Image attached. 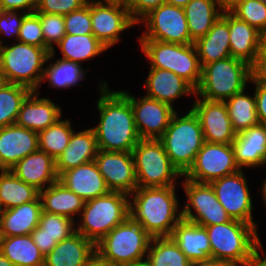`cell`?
<instances>
[{"instance_id":"9c48e42d","label":"cell","mask_w":266,"mask_h":266,"mask_svg":"<svg viewBox=\"0 0 266 266\" xmlns=\"http://www.w3.org/2000/svg\"><path fill=\"white\" fill-rule=\"evenodd\" d=\"M132 154L138 187L176 186L180 183L177 180L183 178L159 139H140Z\"/></svg>"},{"instance_id":"94428289","label":"cell","mask_w":266,"mask_h":266,"mask_svg":"<svg viewBox=\"0 0 266 266\" xmlns=\"http://www.w3.org/2000/svg\"><path fill=\"white\" fill-rule=\"evenodd\" d=\"M128 266H152L147 259H144L142 261L135 262L133 264H130Z\"/></svg>"},{"instance_id":"91938a15","label":"cell","mask_w":266,"mask_h":266,"mask_svg":"<svg viewBox=\"0 0 266 266\" xmlns=\"http://www.w3.org/2000/svg\"><path fill=\"white\" fill-rule=\"evenodd\" d=\"M261 195H262V199H263V203H264V205H265V207H266V179H264L263 180V184H262V189H261V193H260Z\"/></svg>"},{"instance_id":"7c38bea8","label":"cell","mask_w":266,"mask_h":266,"mask_svg":"<svg viewBox=\"0 0 266 266\" xmlns=\"http://www.w3.org/2000/svg\"><path fill=\"white\" fill-rule=\"evenodd\" d=\"M184 179L180 182L187 197L182 208L183 219L203 227L223 224L232 220L217 200L209 183H197Z\"/></svg>"},{"instance_id":"74e56055","label":"cell","mask_w":266,"mask_h":266,"mask_svg":"<svg viewBox=\"0 0 266 266\" xmlns=\"http://www.w3.org/2000/svg\"><path fill=\"white\" fill-rule=\"evenodd\" d=\"M246 91L247 88L224 101L232 127L237 134L259 124L254 92L249 95Z\"/></svg>"},{"instance_id":"e0dca14e","label":"cell","mask_w":266,"mask_h":266,"mask_svg":"<svg viewBox=\"0 0 266 266\" xmlns=\"http://www.w3.org/2000/svg\"><path fill=\"white\" fill-rule=\"evenodd\" d=\"M94 162L110 191L130 195L138 187L132 152L98 150Z\"/></svg>"},{"instance_id":"7dc6e473","label":"cell","mask_w":266,"mask_h":266,"mask_svg":"<svg viewBox=\"0 0 266 266\" xmlns=\"http://www.w3.org/2000/svg\"><path fill=\"white\" fill-rule=\"evenodd\" d=\"M88 0H38L36 13L66 15L86 5Z\"/></svg>"},{"instance_id":"8fae6325","label":"cell","mask_w":266,"mask_h":266,"mask_svg":"<svg viewBox=\"0 0 266 266\" xmlns=\"http://www.w3.org/2000/svg\"><path fill=\"white\" fill-rule=\"evenodd\" d=\"M143 24L145 30L138 40H157L166 43L192 44L188 23L183 7L162 4L144 16L137 26Z\"/></svg>"},{"instance_id":"484cf974","label":"cell","mask_w":266,"mask_h":266,"mask_svg":"<svg viewBox=\"0 0 266 266\" xmlns=\"http://www.w3.org/2000/svg\"><path fill=\"white\" fill-rule=\"evenodd\" d=\"M73 219L42 211L38 226L31 232L35 245L46 256L56 245L76 232Z\"/></svg>"},{"instance_id":"f907efd6","label":"cell","mask_w":266,"mask_h":266,"mask_svg":"<svg viewBox=\"0 0 266 266\" xmlns=\"http://www.w3.org/2000/svg\"><path fill=\"white\" fill-rule=\"evenodd\" d=\"M252 76L266 79V32L261 34L258 57L252 66Z\"/></svg>"},{"instance_id":"7bdbcfd3","label":"cell","mask_w":266,"mask_h":266,"mask_svg":"<svg viewBox=\"0 0 266 266\" xmlns=\"http://www.w3.org/2000/svg\"><path fill=\"white\" fill-rule=\"evenodd\" d=\"M44 36V49L55 51L54 47L66 35L64 15L37 13Z\"/></svg>"},{"instance_id":"f546056e","label":"cell","mask_w":266,"mask_h":266,"mask_svg":"<svg viewBox=\"0 0 266 266\" xmlns=\"http://www.w3.org/2000/svg\"><path fill=\"white\" fill-rule=\"evenodd\" d=\"M228 25L231 57L243 60L253 66L258 57L262 33L231 12H228Z\"/></svg>"},{"instance_id":"4dcf8cb0","label":"cell","mask_w":266,"mask_h":266,"mask_svg":"<svg viewBox=\"0 0 266 266\" xmlns=\"http://www.w3.org/2000/svg\"><path fill=\"white\" fill-rule=\"evenodd\" d=\"M41 212L40 197L20 206L0 211V236L31 234L39 224Z\"/></svg>"},{"instance_id":"ac0fdd59","label":"cell","mask_w":266,"mask_h":266,"mask_svg":"<svg viewBox=\"0 0 266 266\" xmlns=\"http://www.w3.org/2000/svg\"><path fill=\"white\" fill-rule=\"evenodd\" d=\"M194 96L197 99L190 107L200 120L204 141L232 144L237 133L232 127L225 102L210 101Z\"/></svg>"},{"instance_id":"4fadbf2b","label":"cell","mask_w":266,"mask_h":266,"mask_svg":"<svg viewBox=\"0 0 266 266\" xmlns=\"http://www.w3.org/2000/svg\"><path fill=\"white\" fill-rule=\"evenodd\" d=\"M93 35L108 49L120 41V35L137 25L120 0H91Z\"/></svg>"},{"instance_id":"f1b7e54d","label":"cell","mask_w":266,"mask_h":266,"mask_svg":"<svg viewBox=\"0 0 266 266\" xmlns=\"http://www.w3.org/2000/svg\"><path fill=\"white\" fill-rule=\"evenodd\" d=\"M95 250L96 245L76 231L44 257V266H85Z\"/></svg>"},{"instance_id":"60d3db41","label":"cell","mask_w":266,"mask_h":266,"mask_svg":"<svg viewBox=\"0 0 266 266\" xmlns=\"http://www.w3.org/2000/svg\"><path fill=\"white\" fill-rule=\"evenodd\" d=\"M31 92L23 85L0 82V128L16 123L21 105Z\"/></svg>"},{"instance_id":"d6986e66","label":"cell","mask_w":266,"mask_h":266,"mask_svg":"<svg viewBox=\"0 0 266 266\" xmlns=\"http://www.w3.org/2000/svg\"><path fill=\"white\" fill-rule=\"evenodd\" d=\"M38 149V132L16 124L0 128V169H10Z\"/></svg>"},{"instance_id":"bcb514c9","label":"cell","mask_w":266,"mask_h":266,"mask_svg":"<svg viewBox=\"0 0 266 266\" xmlns=\"http://www.w3.org/2000/svg\"><path fill=\"white\" fill-rule=\"evenodd\" d=\"M26 14L23 11L0 10V46L4 45L5 38L18 40L19 29Z\"/></svg>"},{"instance_id":"5bb4252c","label":"cell","mask_w":266,"mask_h":266,"mask_svg":"<svg viewBox=\"0 0 266 266\" xmlns=\"http://www.w3.org/2000/svg\"><path fill=\"white\" fill-rule=\"evenodd\" d=\"M239 170L232 144L204 142L183 177L197 183H210Z\"/></svg>"},{"instance_id":"f35d334b","label":"cell","mask_w":266,"mask_h":266,"mask_svg":"<svg viewBox=\"0 0 266 266\" xmlns=\"http://www.w3.org/2000/svg\"><path fill=\"white\" fill-rule=\"evenodd\" d=\"M146 259L152 266H190L191 264L171 237H152Z\"/></svg>"},{"instance_id":"d590c367","label":"cell","mask_w":266,"mask_h":266,"mask_svg":"<svg viewBox=\"0 0 266 266\" xmlns=\"http://www.w3.org/2000/svg\"><path fill=\"white\" fill-rule=\"evenodd\" d=\"M56 47L60 49L61 59L82 64L108 50L93 34H66Z\"/></svg>"},{"instance_id":"1f68e13d","label":"cell","mask_w":266,"mask_h":266,"mask_svg":"<svg viewBox=\"0 0 266 266\" xmlns=\"http://www.w3.org/2000/svg\"><path fill=\"white\" fill-rule=\"evenodd\" d=\"M39 197L42 211L63 215L74 221L78 219L85 202L59 180L39 191Z\"/></svg>"},{"instance_id":"d4e9b609","label":"cell","mask_w":266,"mask_h":266,"mask_svg":"<svg viewBox=\"0 0 266 266\" xmlns=\"http://www.w3.org/2000/svg\"><path fill=\"white\" fill-rule=\"evenodd\" d=\"M190 262L209 261L211 247L206 228L181 219L170 236Z\"/></svg>"},{"instance_id":"e575fe53","label":"cell","mask_w":266,"mask_h":266,"mask_svg":"<svg viewBox=\"0 0 266 266\" xmlns=\"http://www.w3.org/2000/svg\"><path fill=\"white\" fill-rule=\"evenodd\" d=\"M191 39L205 36L222 15L218 0H191L184 7Z\"/></svg>"},{"instance_id":"2e32d148","label":"cell","mask_w":266,"mask_h":266,"mask_svg":"<svg viewBox=\"0 0 266 266\" xmlns=\"http://www.w3.org/2000/svg\"><path fill=\"white\" fill-rule=\"evenodd\" d=\"M119 91L130 101L140 139H160L176 110L145 95L137 98L126 90Z\"/></svg>"},{"instance_id":"ffe728a7","label":"cell","mask_w":266,"mask_h":266,"mask_svg":"<svg viewBox=\"0 0 266 266\" xmlns=\"http://www.w3.org/2000/svg\"><path fill=\"white\" fill-rule=\"evenodd\" d=\"M144 86L145 96L161 101L175 109V100L182 96L195 95V89L182 77L165 69L149 68Z\"/></svg>"},{"instance_id":"c3c4849f","label":"cell","mask_w":266,"mask_h":266,"mask_svg":"<svg viewBox=\"0 0 266 266\" xmlns=\"http://www.w3.org/2000/svg\"><path fill=\"white\" fill-rule=\"evenodd\" d=\"M131 18L138 23L151 10L166 3V0H123Z\"/></svg>"},{"instance_id":"8d00e7d4","label":"cell","mask_w":266,"mask_h":266,"mask_svg":"<svg viewBox=\"0 0 266 266\" xmlns=\"http://www.w3.org/2000/svg\"><path fill=\"white\" fill-rule=\"evenodd\" d=\"M39 190L16 177L9 169H0V211L34 201Z\"/></svg>"},{"instance_id":"6f0895ef","label":"cell","mask_w":266,"mask_h":266,"mask_svg":"<svg viewBox=\"0 0 266 266\" xmlns=\"http://www.w3.org/2000/svg\"><path fill=\"white\" fill-rule=\"evenodd\" d=\"M190 1L191 0H166V3L184 8Z\"/></svg>"},{"instance_id":"836d02e7","label":"cell","mask_w":266,"mask_h":266,"mask_svg":"<svg viewBox=\"0 0 266 266\" xmlns=\"http://www.w3.org/2000/svg\"><path fill=\"white\" fill-rule=\"evenodd\" d=\"M0 252L14 266H44V255L33 242L32 236H0Z\"/></svg>"},{"instance_id":"7402d4cb","label":"cell","mask_w":266,"mask_h":266,"mask_svg":"<svg viewBox=\"0 0 266 266\" xmlns=\"http://www.w3.org/2000/svg\"><path fill=\"white\" fill-rule=\"evenodd\" d=\"M58 180L84 201L110 191L94 160L64 171Z\"/></svg>"},{"instance_id":"d6a6232c","label":"cell","mask_w":266,"mask_h":266,"mask_svg":"<svg viewBox=\"0 0 266 266\" xmlns=\"http://www.w3.org/2000/svg\"><path fill=\"white\" fill-rule=\"evenodd\" d=\"M56 51H51L47 58L46 63L48 66H45L43 71V76L41 80L43 82L48 81L50 88L56 89H71L74 86H82L79 84L80 81L86 79V74L88 69L84 68L81 63L73 62L71 60L57 58L55 59Z\"/></svg>"},{"instance_id":"603a6c76","label":"cell","mask_w":266,"mask_h":266,"mask_svg":"<svg viewBox=\"0 0 266 266\" xmlns=\"http://www.w3.org/2000/svg\"><path fill=\"white\" fill-rule=\"evenodd\" d=\"M240 169L266 166V125L258 124L236 135L232 143Z\"/></svg>"},{"instance_id":"11a10c76","label":"cell","mask_w":266,"mask_h":266,"mask_svg":"<svg viewBox=\"0 0 266 266\" xmlns=\"http://www.w3.org/2000/svg\"><path fill=\"white\" fill-rule=\"evenodd\" d=\"M222 12H231L239 4L246 2L247 0H218Z\"/></svg>"},{"instance_id":"ee69618b","label":"cell","mask_w":266,"mask_h":266,"mask_svg":"<svg viewBox=\"0 0 266 266\" xmlns=\"http://www.w3.org/2000/svg\"><path fill=\"white\" fill-rule=\"evenodd\" d=\"M65 31L70 35L93 34L91 24V0L82 8L64 15Z\"/></svg>"},{"instance_id":"52a82bcc","label":"cell","mask_w":266,"mask_h":266,"mask_svg":"<svg viewBox=\"0 0 266 266\" xmlns=\"http://www.w3.org/2000/svg\"><path fill=\"white\" fill-rule=\"evenodd\" d=\"M159 140L182 176L190 169L205 142L200 120L192 109L183 116L176 111Z\"/></svg>"},{"instance_id":"816d5d0a","label":"cell","mask_w":266,"mask_h":266,"mask_svg":"<svg viewBox=\"0 0 266 266\" xmlns=\"http://www.w3.org/2000/svg\"><path fill=\"white\" fill-rule=\"evenodd\" d=\"M38 0H0V10L35 12Z\"/></svg>"},{"instance_id":"9a60e30c","label":"cell","mask_w":266,"mask_h":266,"mask_svg":"<svg viewBox=\"0 0 266 266\" xmlns=\"http://www.w3.org/2000/svg\"><path fill=\"white\" fill-rule=\"evenodd\" d=\"M243 169L228 176L216 179L212 186L219 203L224 207L231 219L253 225L258 229L253 219V199Z\"/></svg>"},{"instance_id":"ab89813d","label":"cell","mask_w":266,"mask_h":266,"mask_svg":"<svg viewBox=\"0 0 266 266\" xmlns=\"http://www.w3.org/2000/svg\"><path fill=\"white\" fill-rule=\"evenodd\" d=\"M73 129L71 121L61 117L48 128L38 132L39 150L56 160L67 147Z\"/></svg>"},{"instance_id":"7a4b0ae2","label":"cell","mask_w":266,"mask_h":266,"mask_svg":"<svg viewBox=\"0 0 266 266\" xmlns=\"http://www.w3.org/2000/svg\"><path fill=\"white\" fill-rule=\"evenodd\" d=\"M176 187H137L129 195V217L151 237H170L182 219Z\"/></svg>"},{"instance_id":"ba28073f","label":"cell","mask_w":266,"mask_h":266,"mask_svg":"<svg viewBox=\"0 0 266 266\" xmlns=\"http://www.w3.org/2000/svg\"><path fill=\"white\" fill-rule=\"evenodd\" d=\"M141 53L150 61V68L172 71L196 89L201 80L202 66L194 43L177 44L157 40H138Z\"/></svg>"},{"instance_id":"f6af8a7d","label":"cell","mask_w":266,"mask_h":266,"mask_svg":"<svg viewBox=\"0 0 266 266\" xmlns=\"http://www.w3.org/2000/svg\"><path fill=\"white\" fill-rule=\"evenodd\" d=\"M19 42L44 48L41 22L36 12L27 13L19 29Z\"/></svg>"},{"instance_id":"9f6ffc18","label":"cell","mask_w":266,"mask_h":266,"mask_svg":"<svg viewBox=\"0 0 266 266\" xmlns=\"http://www.w3.org/2000/svg\"><path fill=\"white\" fill-rule=\"evenodd\" d=\"M190 266H234V265L210 259L209 261L191 262Z\"/></svg>"},{"instance_id":"3957f363","label":"cell","mask_w":266,"mask_h":266,"mask_svg":"<svg viewBox=\"0 0 266 266\" xmlns=\"http://www.w3.org/2000/svg\"><path fill=\"white\" fill-rule=\"evenodd\" d=\"M205 228L209 237L212 260L239 266L264 247L257 229L239 220L232 219Z\"/></svg>"},{"instance_id":"681fc988","label":"cell","mask_w":266,"mask_h":266,"mask_svg":"<svg viewBox=\"0 0 266 266\" xmlns=\"http://www.w3.org/2000/svg\"><path fill=\"white\" fill-rule=\"evenodd\" d=\"M250 83L254 86L256 113L259 124L266 125V79L251 77Z\"/></svg>"},{"instance_id":"680465c9","label":"cell","mask_w":266,"mask_h":266,"mask_svg":"<svg viewBox=\"0 0 266 266\" xmlns=\"http://www.w3.org/2000/svg\"><path fill=\"white\" fill-rule=\"evenodd\" d=\"M0 266H14L1 252H0Z\"/></svg>"},{"instance_id":"f5cc1de1","label":"cell","mask_w":266,"mask_h":266,"mask_svg":"<svg viewBox=\"0 0 266 266\" xmlns=\"http://www.w3.org/2000/svg\"><path fill=\"white\" fill-rule=\"evenodd\" d=\"M85 266H124L104 258L97 250L89 257Z\"/></svg>"},{"instance_id":"83f0119b","label":"cell","mask_w":266,"mask_h":266,"mask_svg":"<svg viewBox=\"0 0 266 266\" xmlns=\"http://www.w3.org/2000/svg\"><path fill=\"white\" fill-rule=\"evenodd\" d=\"M229 34L228 12H222L207 34L194 42L202 67L211 62L231 57Z\"/></svg>"},{"instance_id":"b9f144b4","label":"cell","mask_w":266,"mask_h":266,"mask_svg":"<svg viewBox=\"0 0 266 266\" xmlns=\"http://www.w3.org/2000/svg\"><path fill=\"white\" fill-rule=\"evenodd\" d=\"M231 13L256 28L266 32V3L261 0H247L235 7Z\"/></svg>"},{"instance_id":"5b68a950","label":"cell","mask_w":266,"mask_h":266,"mask_svg":"<svg viewBox=\"0 0 266 266\" xmlns=\"http://www.w3.org/2000/svg\"><path fill=\"white\" fill-rule=\"evenodd\" d=\"M79 216V222H75L76 231L96 245L129 217V195L109 191L105 195L85 201Z\"/></svg>"},{"instance_id":"30bf717a","label":"cell","mask_w":266,"mask_h":266,"mask_svg":"<svg viewBox=\"0 0 266 266\" xmlns=\"http://www.w3.org/2000/svg\"><path fill=\"white\" fill-rule=\"evenodd\" d=\"M151 238L139 223L128 217L96 244V250L104 258L128 266L146 259Z\"/></svg>"},{"instance_id":"44dd1931","label":"cell","mask_w":266,"mask_h":266,"mask_svg":"<svg viewBox=\"0 0 266 266\" xmlns=\"http://www.w3.org/2000/svg\"><path fill=\"white\" fill-rule=\"evenodd\" d=\"M39 95V91H32L26 97L18 112L16 125L40 132L62 117L61 106Z\"/></svg>"},{"instance_id":"8992f818","label":"cell","mask_w":266,"mask_h":266,"mask_svg":"<svg viewBox=\"0 0 266 266\" xmlns=\"http://www.w3.org/2000/svg\"><path fill=\"white\" fill-rule=\"evenodd\" d=\"M252 66L238 58L227 57L202 67L195 95L210 101H225L248 88Z\"/></svg>"},{"instance_id":"4316f807","label":"cell","mask_w":266,"mask_h":266,"mask_svg":"<svg viewBox=\"0 0 266 266\" xmlns=\"http://www.w3.org/2000/svg\"><path fill=\"white\" fill-rule=\"evenodd\" d=\"M98 150L96 136L91 127L78 132L73 131L64 152L55 160L58 177L64 171L93 161Z\"/></svg>"},{"instance_id":"277c9868","label":"cell","mask_w":266,"mask_h":266,"mask_svg":"<svg viewBox=\"0 0 266 266\" xmlns=\"http://www.w3.org/2000/svg\"><path fill=\"white\" fill-rule=\"evenodd\" d=\"M49 53L48 49L19 41L4 42L0 46L1 81L38 91Z\"/></svg>"},{"instance_id":"cb8c5ba5","label":"cell","mask_w":266,"mask_h":266,"mask_svg":"<svg viewBox=\"0 0 266 266\" xmlns=\"http://www.w3.org/2000/svg\"><path fill=\"white\" fill-rule=\"evenodd\" d=\"M9 170L20 180L39 191L58 180L55 160L39 149L21 159Z\"/></svg>"},{"instance_id":"db71d44e","label":"cell","mask_w":266,"mask_h":266,"mask_svg":"<svg viewBox=\"0 0 266 266\" xmlns=\"http://www.w3.org/2000/svg\"><path fill=\"white\" fill-rule=\"evenodd\" d=\"M265 252L266 251H264L262 247V249H260L251 259L247 260L245 263L239 266H266Z\"/></svg>"},{"instance_id":"6da1fadb","label":"cell","mask_w":266,"mask_h":266,"mask_svg":"<svg viewBox=\"0 0 266 266\" xmlns=\"http://www.w3.org/2000/svg\"><path fill=\"white\" fill-rule=\"evenodd\" d=\"M100 81V95L95 103L99 121L91 127L96 136L98 149L132 152L140 137L135 127L130 101L119 90H111L108 81Z\"/></svg>"}]
</instances>
